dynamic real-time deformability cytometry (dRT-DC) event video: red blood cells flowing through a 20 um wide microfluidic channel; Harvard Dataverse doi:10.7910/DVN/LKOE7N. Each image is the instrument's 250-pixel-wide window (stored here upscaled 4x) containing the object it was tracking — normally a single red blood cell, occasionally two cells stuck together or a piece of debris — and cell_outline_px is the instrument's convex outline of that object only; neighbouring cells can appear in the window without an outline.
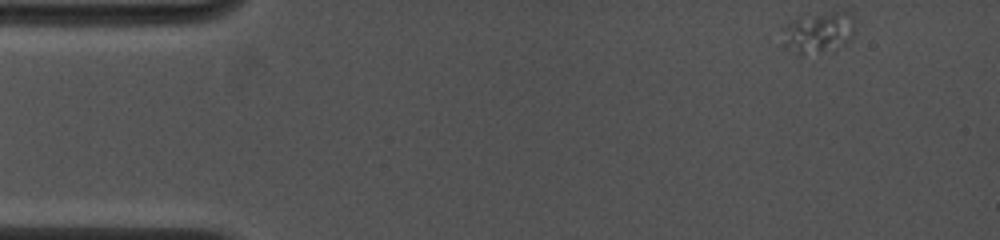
{"species": "common noctule bat (a hibernating species)", "species_latin": "Nyctalus noctula", "temperature_condition": "cold", "stored_images_in_passage": 1, "camera_frame_rate_fps": 4500, "um_per_image_px": 0.085, "animal": {"sex": "female", "body_mass_g": 19.0, "forearm_length_mm": 53.3}, "frame": {"image": 1, "passage_image": 1, "time_ms": 0.0, "image_size_px": [1000, 240], "cell_outline_px": [[852, 36], [836, 52], [800, 56], [784, 48], [784, 24], [800, 16], [832, 12], [852, 12]], "centroid_in_image_um": [69.53, 2.82], "position_along_channel_um": 15.5, "area_um2": 17.86}}